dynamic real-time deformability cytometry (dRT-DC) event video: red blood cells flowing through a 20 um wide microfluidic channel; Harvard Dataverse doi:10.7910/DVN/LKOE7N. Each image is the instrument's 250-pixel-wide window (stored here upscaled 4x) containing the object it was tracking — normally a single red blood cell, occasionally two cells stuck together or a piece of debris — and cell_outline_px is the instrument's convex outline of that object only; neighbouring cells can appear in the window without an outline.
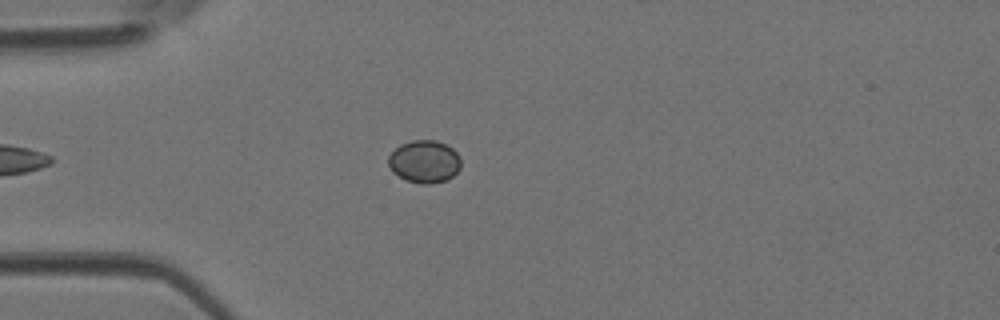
{"species": "Egyptian fruit bat (a non-hibernating species)", "species_latin": "Rousettus aegyptiacus", "temperature_condition": "room temperature", "stored_images_in_passage": 42, "camera_frame_rate_fps": 3000, "um_per_image_px": 0.085, "animal": {"sex": "female"}, "frame": {"image": 1, "passage_image": 9, "time_ms": 2.667, "image_size_px": [1000, 320], "cell_outline_px": [[460, 168], [452, 176], [444, 180], [428, 184], [420, 184], [408, 180], [392, 172], [388, 164], [388, 156], [400, 144], [412, 140], [436, 140], [452, 148], [456, 152], [460, 160]], "centroid_in_image_um": [36.05, 13.72], "position_along_channel_um": 48.9, "area_um2": 17.8}}
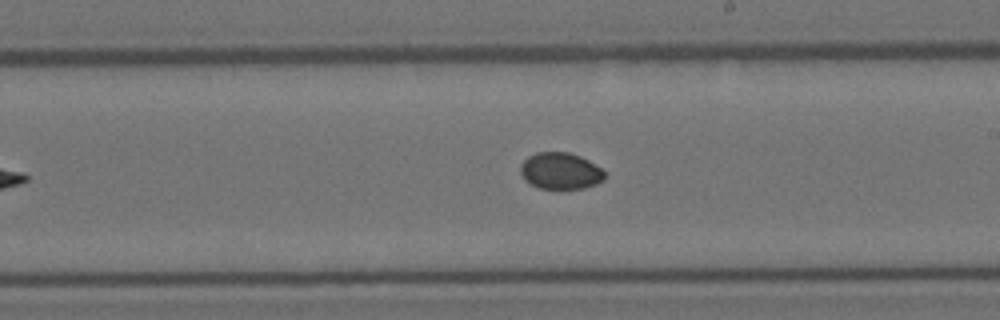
{"frame": {"image": 2, "passage_image": 23, "time_ms": 7.333, "image_size_px": [1000, 320], "cell_outline_px": [[604, 180], [596, 184], [584, 188], [540, 188], [524, 180], [520, 172], [520, 164], [528, 156], [536, 152], [568, 152], [580, 156], [588, 160], [600, 168], [604, 172]], "centroid_in_image_um": [47.61, 14.52], "position_along_channel_um": 241.4, "area_um2": 17.86}}
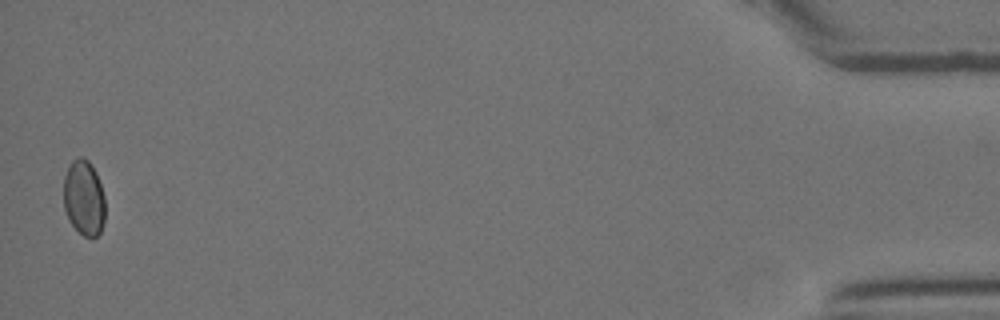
{"frame": {"image": 3, "passage_image": 42, "time_ms": 13.667, "image_size_px": [1000, 320], "cell_outline_px": [[104, 220], [100, 232], [96, 236], [84, 236], [68, 220], [64, 208], [64, 176], [72, 160], [80, 156], [84, 156], [92, 164], [96, 172], [104, 196]], "centroid_in_image_um": [7.12, 16.78], "position_along_channel_um": 428.1, "area_um2": 18.21}}